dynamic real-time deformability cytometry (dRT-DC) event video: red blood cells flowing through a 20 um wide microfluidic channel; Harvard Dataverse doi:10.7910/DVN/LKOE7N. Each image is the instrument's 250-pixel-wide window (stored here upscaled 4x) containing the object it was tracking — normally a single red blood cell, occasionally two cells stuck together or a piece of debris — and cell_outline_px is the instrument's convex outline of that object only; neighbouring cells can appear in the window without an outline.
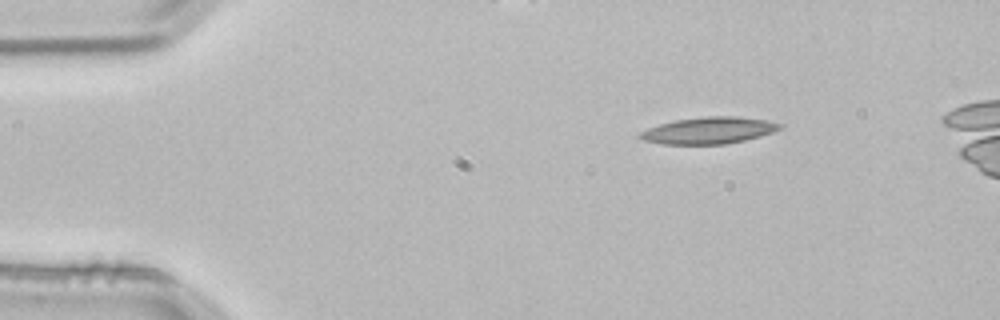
{"species": "common noctule bat (a hibernating species)", "species_latin": "Nyctalus noctula", "temperature_condition": "room temperature", "stored_images_in_passage": 2, "camera_frame_rate_fps": 3000, "um_per_image_px": 0.085, "animal": {"sex": "male", "body_mass_g": 21.5, "forearm_length_mm": 52.0}, "frame": {"image": 1, "passage_image": 2, "time_ms": 0.333, "image_size_px": [1000, 320], "cell_outline_px": [[784, 124], [780, 128], [772, 132], [760, 136], [744, 140], [724, 144], [664, 144], [644, 140], [640, 136], [640, 132], [648, 128], [660, 124], [676, 120], [708, 116], [736, 116], [768, 120]], "centroid_in_image_um": [60.29, 11.08], "position_along_channel_um": 24.7, "area_um2": 21.5}}